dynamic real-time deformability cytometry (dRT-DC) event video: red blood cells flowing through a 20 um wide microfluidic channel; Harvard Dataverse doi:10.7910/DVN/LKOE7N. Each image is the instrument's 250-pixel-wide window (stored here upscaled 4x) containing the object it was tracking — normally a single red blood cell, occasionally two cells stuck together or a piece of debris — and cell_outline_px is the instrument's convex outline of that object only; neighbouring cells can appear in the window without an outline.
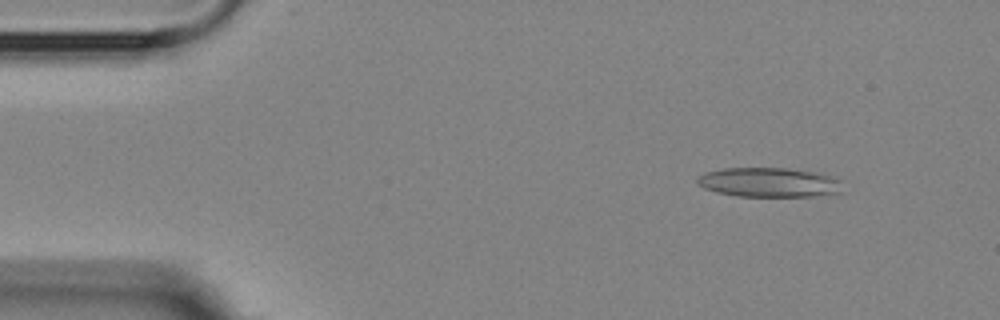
{"species": "Egyptian fruit bat (a non-hibernating species)", "species_latin": "Rousettus aegyptiacus", "temperature_condition": "room temperature", "stored_images_in_passage": 5, "camera_frame_rate_fps": 3000, "um_per_image_px": 0.085, "animal": {"sex": "female"}, "frame": {"image": 1, "passage_image": 2, "time_ms": 1.333, "image_size_px": [1000, 320], "cell_outline_px": [[840, 192], [812, 196], [736, 196], [716, 192], [704, 188], [696, 184], [696, 176], [704, 172], [724, 168], [788, 168], [824, 172], [836, 176], [840, 180]], "centroid_in_image_um": [65.35, 15.48], "position_along_channel_um": 19.6, "area_um2": 25.37}}